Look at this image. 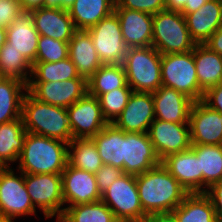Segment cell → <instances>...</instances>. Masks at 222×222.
<instances>
[{"instance_id":"6da1fadb","label":"cell","mask_w":222,"mask_h":222,"mask_svg":"<svg viewBox=\"0 0 222 222\" xmlns=\"http://www.w3.org/2000/svg\"><path fill=\"white\" fill-rule=\"evenodd\" d=\"M136 184L141 206L147 215L172 212L188 194L162 163L136 175Z\"/></svg>"},{"instance_id":"7a4b0ae2","label":"cell","mask_w":222,"mask_h":222,"mask_svg":"<svg viewBox=\"0 0 222 222\" xmlns=\"http://www.w3.org/2000/svg\"><path fill=\"white\" fill-rule=\"evenodd\" d=\"M18 170L27 174H61L68 164V143L26 133Z\"/></svg>"},{"instance_id":"3957f363","label":"cell","mask_w":222,"mask_h":222,"mask_svg":"<svg viewBox=\"0 0 222 222\" xmlns=\"http://www.w3.org/2000/svg\"><path fill=\"white\" fill-rule=\"evenodd\" d=\"M21 117L27 132L70 143L73 139L67 108L40 102L28 91L22 100Z\"/></svg>"},{"instance_id":"277c9868","label":"cell","mask_w":222,"mask_h":222,"mask_svg":"<svg viewBox=\"0 0 222 222\" xmlns=\"http://www.w3.org/2000/svg\"><path fill=\"white\" fill-rule=\"evenodd\" d=\"M122 65L133 91L154 93L162 86L161 54L153 46L128 48Z\"/></svg>"},{"instance_id":"5b68a950","label":"cell","mask_w":222,"mask_h":222,"mask_svg":"<svg viewBox=\"0 0 222 222\" xmlns=\"http://www.w3.org/2000/svg\"><path fill=\"white\" fill-rule=\"evenodd\" d=\"M195 45L181 12L165 9L153 15L152 46L161 55L192 51Z\"/></svg>"},{"instance_id":"8992f818","label":"cell","mask_w":222,"mask_h":222,"mask_svg":"<svg viewBox=\"0 0 222 222\" xmlns=\"http://www.w3.org/2000/svg\"><path fill=\"white\" fill-rule=\"evenodd\" d=\"M162 85L179 91L194 102L203 99L196 74L193 50L161 55Z\"/></svg>"},{"instance_id":"52a82bcc","label":"cell","mask_w":222,"mask_h":222,"mask_svg":"<svg viewBox=\"0 0 222 222\" xmlns=\"http://www.w3.org/2000/svg\"><path fill=\"white\" fill-rule=\"evenodd\" d=\"M119 222H142L147 214L140 203L136 175L123 173L101 195Z\"/></svg>"},{"instance_id":"ba28073f","label":"cell","mask_w":222,"mask_h":222,"mask_svg":"<svg viewBox=\"0 0 222 222\" xmlns=\"http://www.w3.org/2000/svg\"><path fill=\"white\" fill-rule=\"evenodd\" d=\"M26 189L34 207H38L45 218L62 216L64 209L61 174H27L24 173ZM37 205V206H36Z\"/></svg>"},{"instance_id":"9c48e42d","label":"cell","mask_w":222,"mask_h":222,"mask_svg":"<svg viewBox=\"0 0 222 222\" xmlns=\"http://www.w3.org/2000/svg\"><path fill=\"white\" fill-rule=\"evenodd\" d=\"M102 64H122L128 47L122 37L121 24L113 11L88 29Z\"/></svg>"},{"instance_id":"30bf717a","label":"cell","mask_w":222,"mask_h":222,"mask_svg":"<svg viewBox=\"0 0 222 222\" xmlns=\"http://www.w3.org/2000/svg\"><path fill=\"white\" fill-rule=\"evenodd\" d=\"M28 214L36 215V208L26 189L24 173L16 176L10 166L0 168V217L14 219Z\"/></svg>"},{"instance_id":"8fae6325","label":"cell","mask_w":222,"mask_h":222,"mask_svg":"<svg viewBox=\"0 0 222 222\" xmlns=\"http://www.w3.org/2000/svg\"><path fill=\"white\" fill-rule=\"evenodd\" d=\"M67 113L73 139L92 138L108 124L98 98L88 92L69 106Z\"/></svg>"},{"instance_id":"7c38bea8","label":"cell","mask_w":222,"mask_h":222,"mask_svg":"<svg viewBox=\"0 0 222 222\" xmlns=\"http://www.w3.org/2000/svg\"><path fill=\"white\" fill-rule=\"evenodd\" d=\"M27 91L38 101L68 108L88 92L84 78L65 81L29 82Z\"/></svg>"},{"instance_id":"4fadbf2b","label":"cell","mask_w":222,"mask_h":222,"mask_svg":"<svg viewBox=\"0 0 222 222\" xmlns=\"http://www.w3.org/2000/svg\"><path fill=\"white\" fill-rule=\"evenodd\" d=\"M148 135L161 161L170 154L184 152L191 148L189 123L155 119L149 127Z\"/></svg>"},{"instance_id":"5bb4252c","label":"cell","mask_w":222,"mask_h":222,"mask_svg":"<svg viewBox=\"0 0 222 222\" xmlns=\"http://www.w3.org/2000/svg\"><path fill=\"white\" fill-rule=\"evenodd\" d=\"M189 126L191 144L222 145V114L202 100L193 102Z\"/></svg>"},{"instance_id":"9a60e30c","label":"cell","mask_w":222,"mask_h":222,"mask_svg":"<svg viewBox=\"0 0 222 222\" xmlns=\"http://www.w3.org/2000/svg\"><path fill=\"white\" fill-rule=\"evenodd\" d=\"M160 164L148 132H124L123 173L138 175Z\"/></svg>"},{"instance_id":"2e32d148","label":"cell","mask_w":222,"mask_h":222,"mask_svg":"<svg viewBox=\"0 0 222 222\" xmlns=\"http://www.w3.org/2000/svg\"><path fill=\"white\" fill-rule=\"evenodd\" d=\"M155 120L152 93L133 91L113 124L124 132L145 133Z\"/></svg>"},{"instance_id":"e0dca14e","label":"cell","mask_w":222,"mask_h":222,"mask_svg":"<svg viewBox=\"0 0 222 222\" xmlns=\"http://www.w3.org/2000/svg\"><path fill=\"white\" fill-rule=\"evenodd\" d=\"M61 175L64 205L70 203L69 206H75L101 200L95 174L68 163Z\"/></svg>"},{"instance_id":"ac0fdd59","label":"cell","mask_w":222,"mask_h":222,"mask_svg":"<svg viewBox=\"0 0 222 222\" xmlns=\"http://www.w3.org/2000/svg\"><path fill=\"white\" fill-rule=\"evenodd\" d=\"M161 163L188 193H205L199 157L191 148L170 154Z\"/></svg>"},{"instance_id":"d6986e66","label":"cell","mask_w":222,"mask_h":222,"mask_svg":"<svg viewBox=\"0 0 222 222\" xmlns=\"http://www.w3.org/2000/svg\"><path fill=\"white\" fill-rule=\"evenodd\" d=\"M29 13L33 18L34 27L40 35L68 43L76 31L67 9L39 7Z\"/></svg>"},{"instance_id":"ffe728a7","label":"cell","mask_w":222,"mask_h":222,"mask_svg":"<svg viewBox=\"0 0 222 222\" xmlns=\"http://www.w3.org/2000/svg\"><path fill=\"white\" fill-rule=\"evenodd\" d=\"M128 48L152 46L153 15L126 8H114Z\"/></svg>"},{"instance_id":"44dd1931","label":"cell","mask_w":222,"mask_h":222,"mask_svg":"<svg viewBox=\"0 0 222 222\" xmlns=\"http://www.w3.org/2000/svg\"><path fill=\"white\" fill-rule=\"evenodd\" d=\"M155 119L166 122L189 123L193 100L173 88L161 86L152 93Z\"/></svg>"},{"instance_id":"7402d4cb","label":"cell","mask_w":222,"mask_h":222,"mask_svg":"<svg viewBox=\"0 0 222 222\" xmlns=\"http://www.w3.org/2000/svg\"><path fill=\"white\" fill-rule=\"evenodd\" d=\"M183 15L191 38L204 44L222 26V0H208L197 11Z\"/></svg>"},{"instance_id":"603a6c76","label":"cell","mask_w":222,"mask_h":222,"mask_svg":"<svg viewBox=\"0 0 222 222\" xmlns=\"http://www.w3.org/2000/svg\"><path fill=\"white\" fill-rule=\"evenodd\" d=\"M68 57L74 63L80 77L88 81L103 65L88 30H76L68 42Z\"/></svg>"},{"instance_id":"cb8c5ba5","label":"cell","mask_w":222,"mask_h":222,"mask_svg":"<svg viewBox=\"0 0 222 222\" xmlns=\"http://www.w3.org/2000/svg\"><path fill=\"white\" fill-rule=\"evenodd\" d=\"M39 36L29 12L22 13L6 27V41L12 48L21 52L31 65L36 62Z\"/></svg>"},{"instance_id":"d4e9b609","label":"cell","mask_w":222,"mask_h":222,"mask_svg":"<svg viewBox=\"0 0 222 222\" xmlns=\"http://www.w3.org/2000/svg\"><path fill=\"white\" fill-rule=\"evenodd\" d=\"M193 54L199 87L205 93L222 82V56L205 44H196Z\"/></svg>"},{"instance_id":"484cf974","label":"cell","mask_w":222,"mask_h":222,"mask_svg":"<svg viewBox=\"0 0 222 222\" xmlns=\"http://www.w3.org/2000/svg\"><path fill=\"white\" fill-rule=\"evenodd\" d=\"M115 0H75L67 8L76 30H88L114 11Z\"/></svg>"},{"instance_id":"4316f807","label":"cell","mask_w":222,"mask_h":222,"mask_svg":"<svg viewBox=\"0 0 222 222\" xmlns=\"http://www.w3.org/2000/svg\"><path fill=\"white\" fill-rule=\"evenodd\" d=\"M99 152L103 164L123 170L124 131L113 123H108L91 138Z\"/></svg>"},{"instance_id":"83f0119b","label":"cell","mask_w":222,"mask_h":222,"mask_svg":"<svg viewBox=\"0 0 222 222\" xmlns=\"http://www.w3.org/2000/svg\"><path fill=\"white\" fill-rule=\"evenodd\" d=\"M172 212L178 222H220L206 193H188Z\"/></svg>"},{"instance_id":"f1b7e54d","label":"cell","mask_w":222,"mask_h":222,"mask_svg":"<svg viewBox=\"0 0 222 222\" xmlns=\"http://www.w3.org/2000/svg\"><path fill=\"white\" fill-rule=\"evenodd\" d=\"M26 133L22 117L0 124V164L3 167L19 159Z\"/></svg>"},{"instance_id":"f546056e","label":"cell","mask_w":222,"mask_h":222,"mask_svg":"<svg viewBox=\"0 0 222 222\" xmlns=\"http://www.w3.org/2000/svg\"><path fill=\"white\" fill-rule=\"evenodd\" d=\"M27 84L13 78L0 79V124L21 117L22 100Z\"/></svg>"},{"instance_id":"4dcf8cb0","label":"cell","mask_w":222,"mask_h":222,"mask_svg":"<svg viewBox=\"0 0 222 222\" xmlns=\"http://www.w3.org/2000/svg\"><path fill=\"white\" fill-rule=\"evenodd\" d=\"M191 149L199 157L200 171L203 173L205 193L214 183L222 180V145L191 144Z\"/></svg>"},{"instance_id":"1f68e13d","label":"cell","mask_w":222,"mask_h":222,"mask_svg":"<svg viewBox=\"0 0 222 222\" xmlns=\"http://www.w3.org/2000/svg\"><path fill=\"white\" fill-rule=\"evenodd\" d=\"M68 163L92 174H95L103 165L98 149L91 138L72 139L68 144Z\"/></svg>"},{"instance_id":"d6a6232c","label":"cell","mask_w":222,"mask_h":222,"mask_svg":"<svg viewBox=\"0 0 222 222\" xmlns=\"http://www.w3.org/2000/svg\"><path fill=\"white\" fill-rule=\"evenodd\" d=\"M127 84L122 64H103L87 81L88 93L99 97L115 88H123Z\"/></svg>"},{"instance_id":"836d02e7","label":"cell","mask_w":222,"mask_h":222,"mask_svg":"<svg viewBox=\"0 0 222 222\" xmlns=\"http://www.w3.org/2000/svg\"><path fill=\"white\" fill-rule=\"evenodd\" d=\"M56 222H119L102 201L68 206Z\"/></svg>"},{"instance_id":"e575fe53","label":"cell","mask_w":222,"mask_h":222,"mask_svg":"<svg viewBox=\"0 0 222 222\" xmlns=\"http://www.w3.org/2000/svg\"><path fill=\"white\" fill-rule=\"evenodd\" d=\"M73 78L82 77L79 76L76 66L68 57L58 62L36 61L32 65L29 82L65 81Z\"/></svg>"},{"instance_id":"d590c367","label":"cell","mask_w":222,"mask_h":222,"mask_svg":"<svg viewBox=\"0 0 222 222\" xmlns=\"http://www.w3.org/2000/svg\"><path fill=\"white\" fill-rule=\"evenodd\" d=\"M32 65L21 52L12 48L6 41L0 50V75L2 78H13L28 84ZM26 71V72H25ZM30 72V76L28 73Z\"/></svg>"},{"instance_id":"8d00e7d4","label":"cell","mask_w":222,"mask_h":222,"mask_svg":"<svg viewBox=\"0 0 222 222\" xmlns=\"http://www.w3.org/2000/svg\"><path fill=\"white\" fill-rule=\"evenodd\" d=\"M132 92V88L126 84L123 88H115L98 97L103 116L108 123H113L120 115Z\"/></svg>"},{"instance_id":"74e56055","label":"cell","mask_w":222,"mask_h":222,"mask_svg":"<svg viewBox=\"0 0 222 222\" xmlns=\"http://www.w3.org/2000/svg\"><path fill=\"white\" fill-rule=\"evenodd\" d=\"M68 58V43L43 35L39 36L36 61L58 62Z\"/></svg>"},{"instance_id":"f35d334b","label":"cell","mask_w":222,"mask_h":222,"mask_svg":"<svg viewBox=\"0 0 222 222\" xmlns=\"http://www.w3.org/2000/svg\"><path fill=\"white\" fill-rule=\"evenodd\" d=\"M114 8H126L156 14L166 9L165 0H115Z\"/></svg>"},{"instance_id":"ab89813d","label":"cell","mask_w":222,"mask_h":222,"mask_svg":"<svg viewBox=\"0 0 222 222\" xmlns=\"http://www.w3.org/2000/svg\"><path fill=\"white\" fill-rule=\"evenodd\" d=\"M22 13L19 0H0V27H8Z\"/></svg>"},{"instance_id":"60d3db41","label":"cell","mask_w":222,"mask_h":222,"mask_svg":"<svg viewBox=\"0 0 222 222\" xmlns=\"http://www.w3.org/2000/svg\"><path fill=\"white\" fill-rule=\"evenodd\" d=\"M123 174V170L103 164L102 167L95 173L96 183L99 193L102 195L107 188Z\"/></svg>"},{"instance_id":"b9f144b4","label":"cell","mask_w":222,"mask_h":222,"mask_svg":"<svg viewBox=\"0 0 222 222\" xmlns=\"http://www.w3.org/2000/svg\"><path fill=\"white\" fill-rule=\"evenodd\" d=\"M202 101L210 108L222 114V82L208 89L204 93Z\"/></svg>"},{"instance_id":"7bdbcfd3","label":"cell","mask_w":222,"mask_h":222,"mask_svg":"<svg viewBox=\"0 0 222 222\" xmlns=\"http://www.w3.org/2000/svg\"><path fill=\"white\" fill-rule=\"evenodd\" d=\"M206 194L210 197L215 213L220 222H222V180L214 183L208 190Z\"/></svg>"},{"instance_id":"ee69618b","label":"cell","mask_w":222,"mask_h":222,"mask_svg":"<svg viewBox=\"0 0 222 222\" xmlns=\"http://www.w3.org/2000/svg\"><path fill=\"white\" fill-rule=\"evenodd\" d=\"M204 44L222 56V26L217 29Z\"/></svg>"},{"instance_id":"f6af8a7d","label":"cell","mask_w":222,"mask_h":222,"mask_svg":"<svg viewBox=\"0 0 222 222\" xmlns=\"http://www.w3.org/2000/svg\"><path fill=\"white\" fill-rule=\"evenodd\" d=\"M142 222H178L173 212L150 213Z\"/></svg>"},{"instance_id":"bcb514c9","label":"cell","mask_w":222,"mask_h":222,"mask_svg":"<svg viewBox=\"0 0 222 222\" xmlns=\"http://www.w3.org/2000/svg\"><path fill=\"white\" fill-rule=\"evenodd\" d=\"M208 0H187L184 8L180 11L182 14L193 13L202 7Z\"/></svg>"},{"instance_id":"7dc6e473","label":"cell","mask_w":222,"mask_h":222,"mask_svg":"<svg viewBox=\"0 0 222 222\" xmlns=\"http://www.w3.org/2000/svg\"><path fill=\"white\" fill-rule=\"evenodd\" d=\"M22 10L29 12L39 7H45V0H19Z\"/></svg>"},{"instance_id":"c3c4849f","label":"cell","mask_w":222,"mask_h":222,"mask_svg":"<svg viewBox=\"0 0 222 222\" xmlns=\"http://www.w3.org/2000/svg\"><path fill=\"white\" fill-rule=\"evenodd\" d=\"M75 0H45V7L64 8L70 7Z\"/></svg>"},{"instance_id":"681fc988","label":"cell","mask_w":222,"mask_h":222,"mask_svg":"<svg viewBox=\"0 0 222 222\" xmlns=\"http://www.w3.org/2000/svg\"><path fill=\"white\" fill-rule=\"evenodd\" d=\"M186 2L187 0H165L166 9L180 12L184 8Z\"/></svg>"},{"instance_id":"f907efd6","label":"cell","mask_w":222,"mask_h":222,"mask_svg":"<svg viewBox=\"0 0 222 222\" xmlns=\"http://www.w3.org/2000/svg\"><path fill=\"white\" fill-rule=\"evenodd\" d=\"M6 42V28L0 27V50Z\"/></svg>"},{"instance_id":"816d5d0a","label":"cell","mask_w":222,"mask_h":222,"mask_svg":"<svg viewBox=\"0 0 222 222\" xmlns=\"http://www.w3.org/2000/svg\"><path fill=\"white\" fill-rule=\"evenodd\" d=\"M13 219H9V218H1L0 217V222H14L12 221Z\"/></svg>"}]
</instances>
